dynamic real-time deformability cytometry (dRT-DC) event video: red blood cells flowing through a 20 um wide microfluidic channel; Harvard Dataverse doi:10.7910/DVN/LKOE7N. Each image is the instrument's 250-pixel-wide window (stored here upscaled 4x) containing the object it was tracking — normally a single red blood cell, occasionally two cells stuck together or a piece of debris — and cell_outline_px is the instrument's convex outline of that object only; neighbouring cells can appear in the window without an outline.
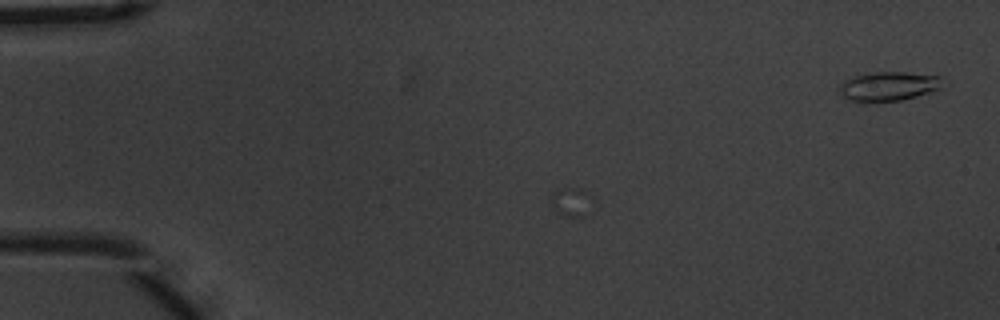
{"species": "common noctule bat (a hibernating species)", "species_latin": "Nyctalus noctula", "temperature_condition": "warm", "stored_images_in_passage": 7, "camera_frame_rate_fps": 3000, "um_per_image_px": 0.085, "animal": {"sex": "male", "body_mass_g": 20.1, "forearm_length_mm": 53.5}, "frame": {"image": 1, "passage_image": 7, "time_ms": 2.0, "image_size_px": [1000, 320], "cell_outline_px": [[948, 84], [940, 88], [916, 96], [900, 100], [848, 100], [840, 92], [840, 84], [844, 80], [852, 76], [864, 72], [904, 72], [940, 76]], "centroid_in_image_um": [75.57, 7.29], "position_along_channel_um": 9.4, "area_um2": 17.4}}